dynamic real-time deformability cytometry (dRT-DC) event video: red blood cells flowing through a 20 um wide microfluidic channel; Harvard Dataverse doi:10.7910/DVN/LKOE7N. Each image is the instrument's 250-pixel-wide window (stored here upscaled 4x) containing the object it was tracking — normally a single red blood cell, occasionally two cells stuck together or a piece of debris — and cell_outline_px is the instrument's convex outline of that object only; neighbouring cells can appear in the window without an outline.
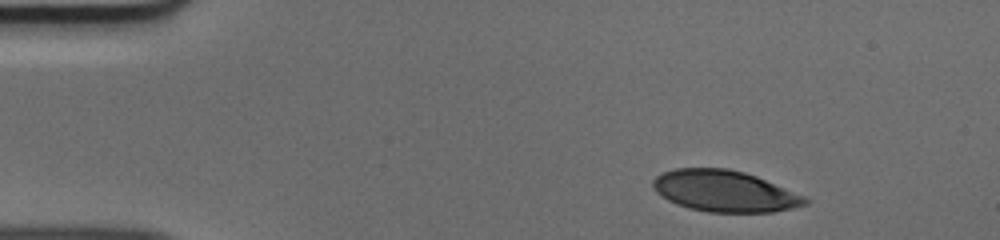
{"species": "human", "species_latin": "Homo sapiens", "temperature_condition": "cold", "stored_images_in_passage": 38, "camera_frame_rate_fps": 3000, "um_per_image_px": 0.085, "donor": {"sex": "male"}, "frame": {"image": 1, "passage_image": 1, "time_ms": 0.0, "image_size_px": [1000, 240], "cell_outline_px": [[812, 200], [808, 204], [792, 208], [772, 212], [708, 212], [688, 208], [676, 204], [660, 196], [652, 188], [652, 180], [656, 176], [664, 172], [676, 168], [728, 168], [744, 172], [756, 176], [804, 196]], "centroid_in_image_um": [61.57, 16.25], "position_along_channel_um": 23.4, "area_um2": 36.7}}
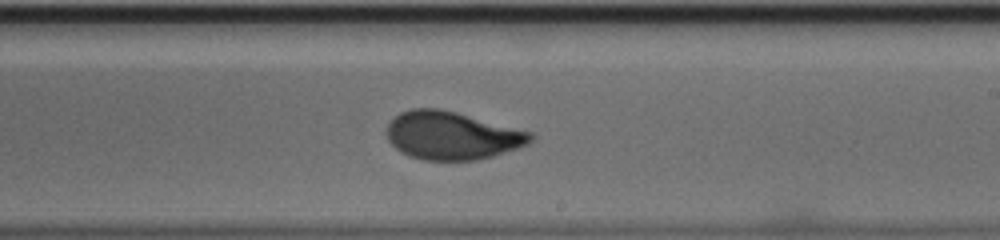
{"frame": {"image": 2, "passage_image": 24, "time_ms": 7.667, "image_size_px": [1000, 240], "cell_outline_px": [[536, 136], [528, 144], [520, 148], [492, 156], [476, 160], [424, 160], [408, 156], [400, 152], [388, 140], [384, 132], [388, 124], [400, 112], [412, 108], [440, 108], [456, 112], [532, 132]], "centroid_in_image_um": [38.41, 11.52], "position_along_channel_um": 250.6, "area_um2": 40.52}}
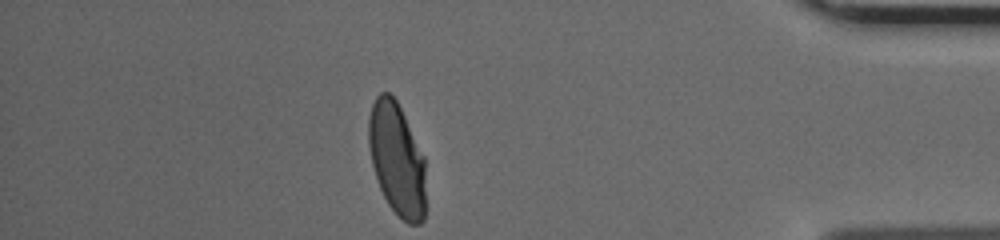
{"frame": {"image": 3, "passage_image": 38, "time_ms": 12.333, "image_size_px": [1000, 240], "cell_outline_px": [[424, 220], [420, 224], [408, 224], [388, 204], [380, 188], [372, 164], [368, 144], [368, 120], [372, 104], [376, 96], [380, 92], [388, 92], [396, 100], [424, 156]], "centroid_in_image_um": [33.71, 13.52], "position_along_channel_um": 401.5, "area_um2": 37.11}}